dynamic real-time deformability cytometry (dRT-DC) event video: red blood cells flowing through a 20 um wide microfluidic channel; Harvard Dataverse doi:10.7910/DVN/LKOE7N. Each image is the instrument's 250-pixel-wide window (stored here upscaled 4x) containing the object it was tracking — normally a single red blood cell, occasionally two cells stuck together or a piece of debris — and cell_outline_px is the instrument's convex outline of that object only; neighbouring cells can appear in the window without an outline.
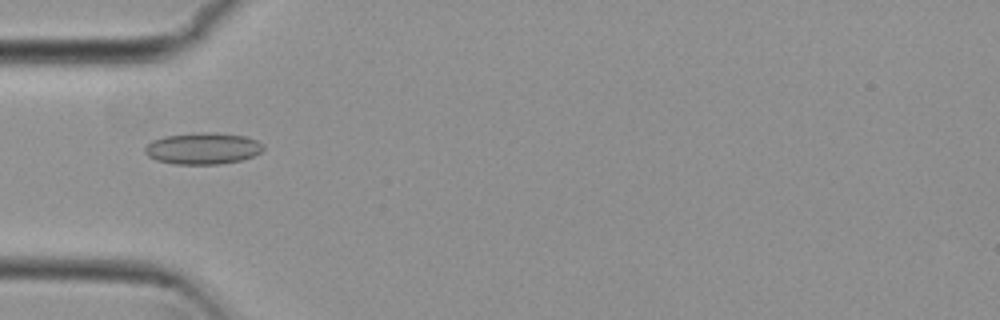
{"species": "common noctule bat (a hibernating species)", "species_latin": "Nyctalus noctula", "temperature_condition": "cold", "stored_images_in_passage": 46, "camera_frame_rate_fps": 3000, "um_per_image_px": 0.085, "animal": {"sex": "female", "body_mass_g": 29.2, "forearm_length_mm": 56.3}, "frame": {"image": 1, "passage_image": 9, "time_ms": 2.667, "image_size_px": [1000, 320], "cell_outline_px": [[264, 148], [260, 152], [252, 156], [240, 160], [220, 164], [176, 164], [156, 160], [148, 156], [144, 152], [144, 148], [152, 140], [164, 136], [204, 132], [208, 132], [244, 136], [256, 140], [264, 144]], "centroid_in_image_um": [17.22, 12.62], "position_along_channel_um": 67.8, "area_um2": 21.62}}
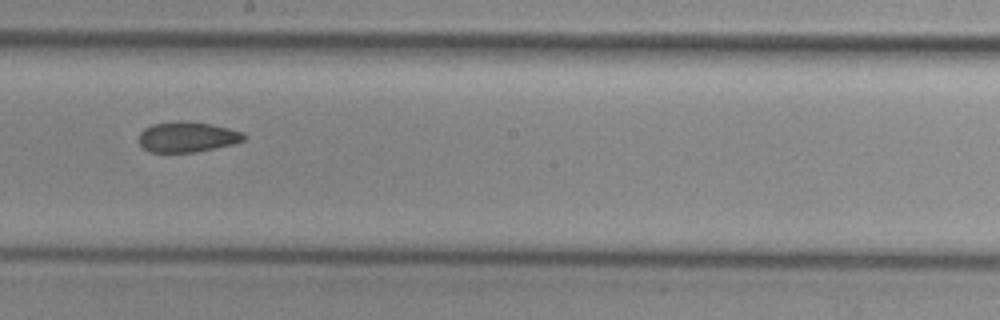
{"frame": {"image": 2, "passage_image": 22, "time_ms": 7.0, "image_size_px": [1000, 320], "cell_outline_px": [[248, 136], [244, 140], [232, 144], [196, 152], [148, 152], [140, 144], [140, 132], [144, 128], [152, 124], [176, 120], [184, 120], [212, 124], [244, 132]], "centroid_in_image_um": [15.93, 11.62], "position_along_channel_um": 232.3, "area_um2": 18.79}}
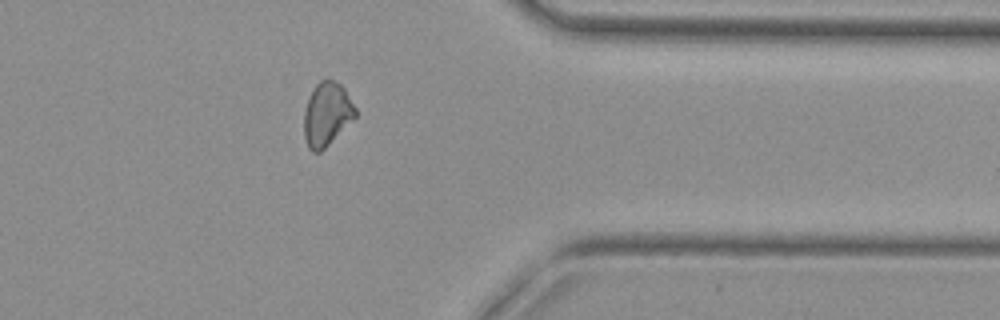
{"frame": {"image": 3, "passage_image": 35, "time_ms": 11.333, "image_size_px": [1000, 320], "cell_outline_px": [[356, 116], [320, 152], [312, 152], [308, 148], [304, 136], [304, 112], [308, 96], [316, 84], [320, 80], [332, 80], [340, 84], [344, 88], [356, 108]], "centroid_in_image_um": [27.76, 9.69], "position_along_channel_um": 383.6, "area_um2": 18.84}, "authors_computed_cell_mechanics": {"area_um2": 19.3052, "velocity_mm_per_s": 3.7942, "shape_relaxation_time_tau1_ms": null, "shape_relaxation_time_tau2_ms": 9.6528, "deformation_change_tau1": null, "deformation_change_tau2": 0.1436}}